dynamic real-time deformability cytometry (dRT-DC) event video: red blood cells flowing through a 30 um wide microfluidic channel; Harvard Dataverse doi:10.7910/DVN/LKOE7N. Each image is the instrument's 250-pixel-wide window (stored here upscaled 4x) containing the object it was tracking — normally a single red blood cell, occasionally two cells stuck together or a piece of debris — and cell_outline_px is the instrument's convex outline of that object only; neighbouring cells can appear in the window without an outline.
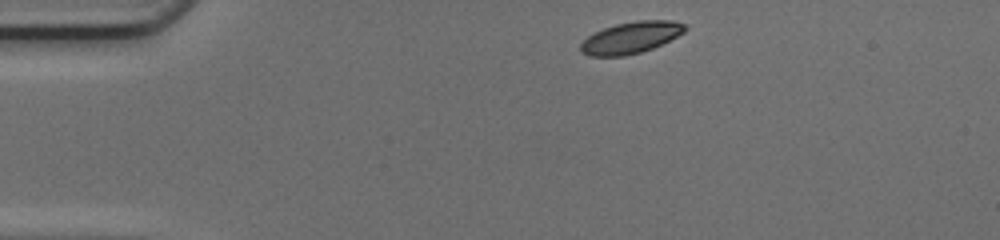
{"species": "common noctule bat (a hibernating species)", "species_latin": "Nyctalus noctula", "temperature_condition": "cold", "stored_images_in_passage": 41, "camera_frame_rate_fps": 3000, "um_per_image_px": 0.085, "animal": {"sex": "female", "body_mass_g": 17.0, "forearm_length_mm": 48.0}, "frame": {"image": 1, "passage_image": 1, "time_ms": 0.0, "image_size_px": [1000, 240], "cell_outline_px": [[688, 28], [684, 32], [652, 48], [640, 52], [624, 56], [588, 56], [580, 52], [580, 44], [588, 36], [604, 28], [616, 24], [636, 20], [672, 20], [684, 24]], "centroid_in_image_um": [53.6, 3.19], "position_along_channel_um": 31.4, "area_um2": 19.07}}
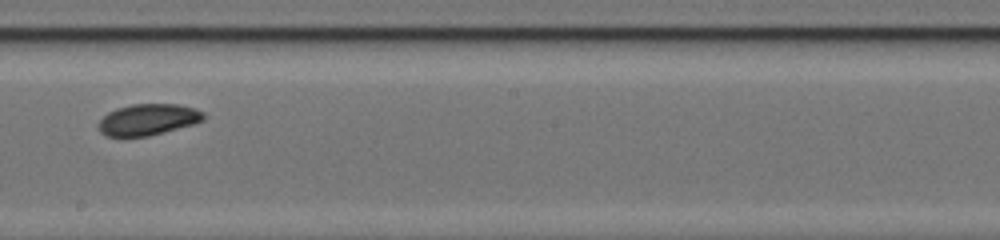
{"frame": {"image": 2, "passage_image": 20, "time_ms": 6.333, "image_size_px": [1000, 240], "cell_outline_px": [[204, 120], [192, 124], [164, 132], [148, 136], [104, 136], [100, 132], [100, 120], [108, 112], [116, 108], [132, 104], [176, 104], [192, 108], [204, 112]], "centroid_in_image_um": [12.57, 10.16], "position_along_channel_um": 235.6, "area_um2": 18.9}}
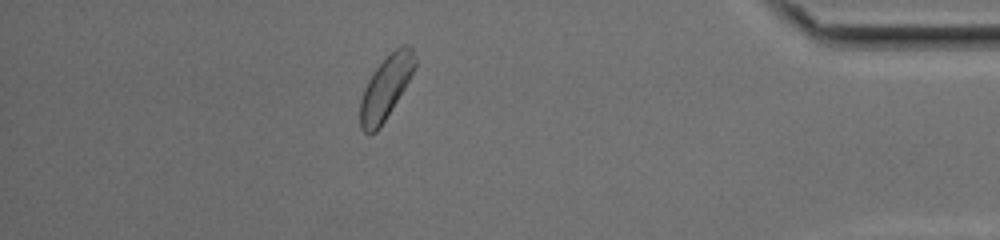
{"frame": {"image": 3, "passage_image": 35, "time_ms": 11.333, "image_size_px": [1000, 240], "cell_outline_px": [[416, 68], [380, 128], [376, 132], [364, 132], [360, 128], [360, 100], [364, 88], [368, 80], [376, 68], [400, 44], [408, 44], [412, 48], [416, 60]], "centroid_in_image_um": [32.8, 7.43], "position_along_channel_um": 402.4, "area_um2": 19.88}, "authors_computed_cell_mechanics": {"area_um2": 19.7098, "velocity_mm_per_s": 4.1643, "shape_relaxation_time_tau1_ms": 4.1617, "shape_relaxation_time_tau2_ms": null, "deformation_change_tau1": 0.1018, "deformation_change_tau2": null}}